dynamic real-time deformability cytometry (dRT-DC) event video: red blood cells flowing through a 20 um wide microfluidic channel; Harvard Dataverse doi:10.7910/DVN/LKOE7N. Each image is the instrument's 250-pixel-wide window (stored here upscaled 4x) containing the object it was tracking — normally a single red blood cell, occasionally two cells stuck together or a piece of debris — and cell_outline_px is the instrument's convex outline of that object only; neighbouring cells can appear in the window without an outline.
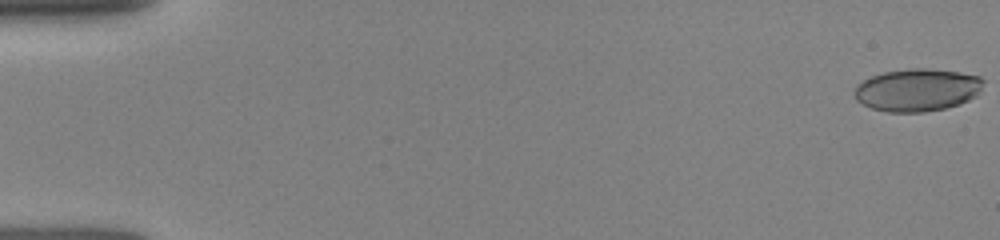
{"species": "human", "species_latin": "Homo sapiens", "temperature_condition": "room temperature", "stored_images_in_passage": 31, "camera_frame_rate_fps": 3000, "um_per_image_px": 0.085, "donor": {"sex": "female"}, "frame": {"image": 1, "passage_image": 1, "time_ms": 0.0, "image_size_px": [1000, 240], "cell_outline_px": [[984, 80], [980, 92], [976, 96], [960, 104], [944, 108], [924, 112], [888, 112], [872, 108], [856, 100], [856, 84], [872, 76], [884, 72], [912, 68], [924, 68], [960, 72], [980, 76]], "centroid_in_image_um": [78.0, 7.64], "position_along_channel_um": 7.0, "area_um2": 31.91}}
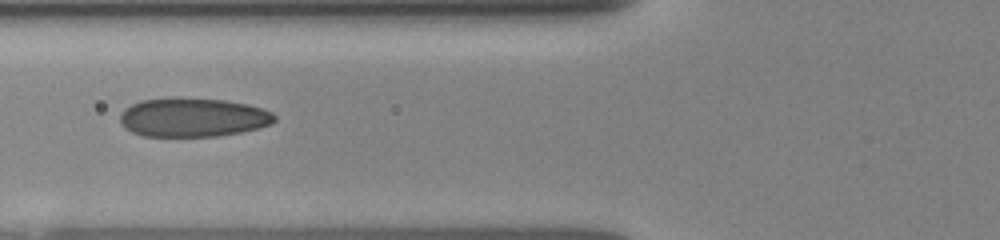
{"frame": {"image": 2, "passage_image": 16, "time_ms": 6.333, "image_size_px": [1000, 240], "cell_outline_px": [[276, 120], [272, 124], [260, 128], [240, 132], [216, 136], [144, 136], [132, 132], [124, 128], [120, 120], [120, 116], [124, 108], [140, 100], [224, 100], [248, 104], [272, 112], [276, 116]], "centroid_in_image_um": [16.43, 10.01], "position_along_channel_um": 109.4, "area_um2": 34.28}}
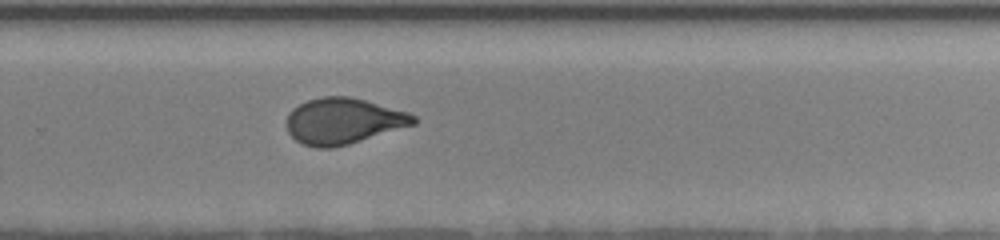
{"frame": {"image": 3, "passage_image": 30, "time_ms": 11.0, "image_size_px": [1000, 240], "cell_outline_px": [[416, 124], [348, 144], [332, 148], [316, 148], [304, 144], [296, 140], [288, 132], [288, 116], [292, 108], [308, 100], [324, 96], [348, 96], [364, 100], [408, 112], [416, 116]], "centroid_in_image_um": [29.19, 10.29], "position_along_channel_um": 300.6, "area_um2": 33.7}}